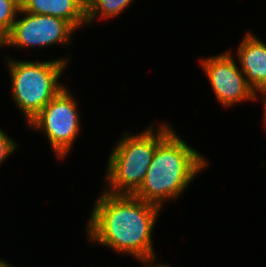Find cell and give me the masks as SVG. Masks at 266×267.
Wrapping results in <instances>:
<instances>
[{"label": "cell", "instance_id": "cell-1", "mask_svg": "<svg viewBox=\"0 0 266 267\" xmlns=\"http://www.w3.org/2000/svg\"><path fill=\"white\" fill-rule=\"evenodd\" d=\"M98 193L83 225L86 242L135 261L157 258L153 233L164 210L133 195Z\"/></svg>", "mask_w": 266, "mask_h": 267}, {"label": "cell", "instance_id": "cell-2", "mask_svg": "<svg viewBox=\"0 0 266 267\" xmlns=\"http://www.w3.org/2000/svg\"><path fill=\"white\" fill-rule=\"evenodd\" d=\"M175 130L173 128L159 142L144 180L133 194L163 210L167 203L182 199L191 183L210 165L206 155L191 146Z\"/></svg>", "mask_w": 266, "mask_h": 267}, {"label": "cell", "instance_id": "cell-3", "mask_svg": "<svg viewBox=\"0 0 266 267\" xmlns=\"http://www.w3.org/2000/svg\"><path fill=\"white\" fill-rule=\"evenodd\" d=\"M173 128L170 121L153 120L140 132L124 129L108 154L101 189L115 195H133L144 180L159 142Z\"/></svg>", "mask_w": 266, "mask_h": 267}, {"label": "cell", "instance_id": "cell-4", "mask_svg": "<svg viewBox=\"0 0 266 267\" xmlns=\"http://www.w3.org/2000/svg\"><path fill=\"white\" fill-rule=\"evenodd\" d=\"M3 63L10 78L9 97L25 126L68 84L62 82L72 63L71 53L50 60H20L4 52ZM66 72V73H65ZM64 73V74H63Z\"/></svg>", "mask_w": 266, "mask_h": 267}, {"label": "cell", "instance_id": "cell-5", "mask_svg": "<svg viewBox=\"0 0 266 267\" xmlns=\"http://www.w3.org/2000/svg\"><path fill=\"white\" fill-rule=\"evenodd\" d=\"M68 85L64 87L26 126L42 133L57 161H65L73 151L82 130L79 101ZM81 114V115H80ZM82 130V131H81Z\"/></svg>", "mask_w": 266, "mask_h": 267}, {"label": "cell", "instance_id": "cell-6", "mask_svg": "<svg viewBox=\"0 0 266 267\" xmlns=\"http://www.w3.org/2000/svg\"><path fill=\"white\" fill-rule=\"evenodd\" d=\"M76 30L65 20L50 15L31 14L20 9L11 31L0 42V48L28 50L74 45Z\"/></svg>", "mask_w": 266, "mask_h": 267}, {"label": "cell", "instance_id": "cell-7", "mask_svg": "<svg viewBox=\"0 0 266 267\" xmlns=\"http://www.w3.org/2000/svg\"><path fill=\"white\" fill-rule=\"evenodd\" d=\"M199 58L200 69L207 77L220 107L227 110L234 109L242 102H255V91L246 82L238 61L229 48L216 55Z\"/></svg>", "mask_w": 266, "mask_h": 267}, {"label": "cell", "instance_id": "cell-8", "mask_svg": "<svg viewBox=\"0 0 266 267\" xmlns=\"http://www.w3.org/2000/svg\"><path fill=\"white\" fill-rule=\"evenodd\" d=\"M252 31L244 32L236 50H229L237 59L246 82L257 91L266 84V43Z\"/></svg>", "mask_w": 266, "mask_h": 267}, {"label": "cell", "instance_id": "cell-9", "mask_svg": "<svg viewBox=\"0 0 266 267\" xmlns=\"http://www.w3.org/2000/svg\"><path fill=\"white\" fill-rule=\"evenodd\" d=\"M21 9L31 14L61 18L77 32L87 27L85 0H21Z\"/></svg>", "mask_w": 266, "mask_h": 267}, {"label": "cell", "instance_id": "cell-10", "mask_svg": "<svg viewBox=\"0 0 266 267\" xmlns=\"http://www.w3.org/2000/svg\"><path fill=\"white\" fill-rule=\"evenodd\" d=\"M135 0H88L87 7V27H91L95 21H108L119 17L125 10L132 8Z\"/></svg>", "mask_w": 266, "mask_h": 267}, {"label": "cell", "instance_id": "cell-11", "mask_svg": "<svg viewBox=\"0 0 266 267\" xmlns=\"http://www.w3.org/2000/svg\"><path fill=\"white\" fill-rule=\"evenodd\" d=\"M21 9V0H0V42L11 31Z\"/></svg>", "mask_w": 266, "mask_h": 267}, {"label": "cell", "instance_id": "cell-12", "mask_svg": "<svg viewBox=\"0 0 266 267\" xmlns=\"http://www.w3.org/2000/svg\"><path fill=\"white\" fill-rule=\"evenodd\" d=\"M5 130L6 129L0 127V166L3 165L6 160L9 161V157L11 158V155L17 152L20 145V143H18L15 138L11 137V135H8Z\"/></svg>", "mask_w": 266, "mask_h": 267}, {"label": "cell", "instance_id": "cell-13", "mask_svg": "<svg viewBox=\"0 0 266 267\" xmlns=\"http://www.w3.org/2000/svg\"><path fill=\"white\" fill-rule=\"evenodd\" d=\"M260 102L262 104V128L266 133V84L261 86L257 91H255V102Z\"/></svg>", "mask_w": 266, "mask_h": 267}, {"label": "cell", "instance_id": "cell-14", "mask_svg": "<svg viewBox=\"0 0 266 267\" xmlns=\"http://www.w3.org/2000/svg\"><path fill=\"white\" fill-rule=\"evenodd\" d=\"M136 262H138V264H140L139 266L141 267H172L170 264L171 263H165V262H159V259L155 258V259H149V260H136Z\"/></svg>", "mask_w": 266, "mask_h": 267}, {"label": "cell", "instance_id": "cell-15", "mask_svg": "<svg viewBox=\"0 0 266 267\" xmlns=\"http://www.w3.org/2000/svg\"><path fill=\"white\" fill-rule=\"evenodd\" d=\"M0 267H16V266L12 264V261L10 263L9 261L5 260L0 256Z\"/></svg>", "mask_w": 266, "mask_h": 267}]
</instances>
